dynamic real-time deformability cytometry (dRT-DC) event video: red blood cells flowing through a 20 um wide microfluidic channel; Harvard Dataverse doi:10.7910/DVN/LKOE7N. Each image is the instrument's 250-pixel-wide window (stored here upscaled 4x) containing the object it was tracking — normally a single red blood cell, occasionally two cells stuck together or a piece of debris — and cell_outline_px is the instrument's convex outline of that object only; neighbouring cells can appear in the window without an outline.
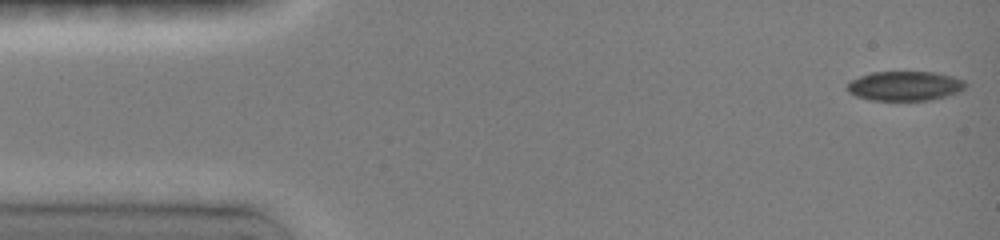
{"species": "common noctule bat (a hibernating species)", "species_latin": "Nyctalus noctula", "temperature_condition": "room temperature", "stored_images_in_passage": 44, "camera_frame_rate_fps": 3000, "um_per_image_px": 0.085, "animal": {"sex": "female", "body_mass_g": 19.0, "forearm_length_mm": 51.5}, "frame": {"image": 1, "passage_image": 1, "time_ms": 0.0, "image_size_px": [1000, 240], "cell_outline_px": [[968, 84], [964, 88], [956, 92], [932, 100], [868, 100], [856, 96], [848, 92], [848, 84], [852, 80], [860, 76], [872, 72], [932, 72], [952, 76], [964, 80]], "centroid_in_image_um": [76.91, 7.3], "position_along_channel_um": 8.1, "area_um2": 20.17}}
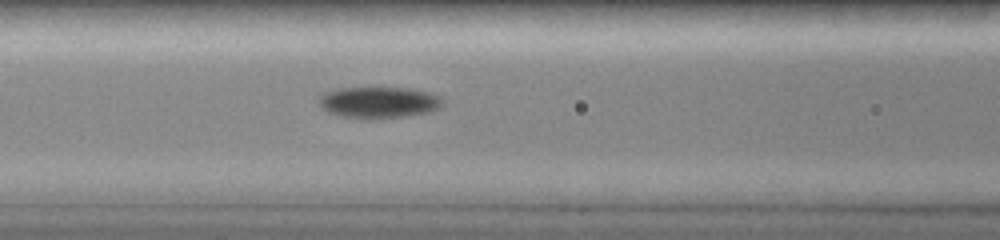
{"frame": {"image": 2, "passage_image": 25, "time_ms": 6.0, "image_size_px": [1000, 240], "cell_outline_px": [[444, 100], [440, 108], [428, 112], [408, 116], [376, 120], [360, 120], [340, 116], [328, 112], [320, 104], [320, 96], [328, 92], [344, 88], [404, 88], [428, 92]], "centroid_in_image_um": [32.21, 8.75], "position_along_channel_um": 134.4, "area_um2": 22.66}}
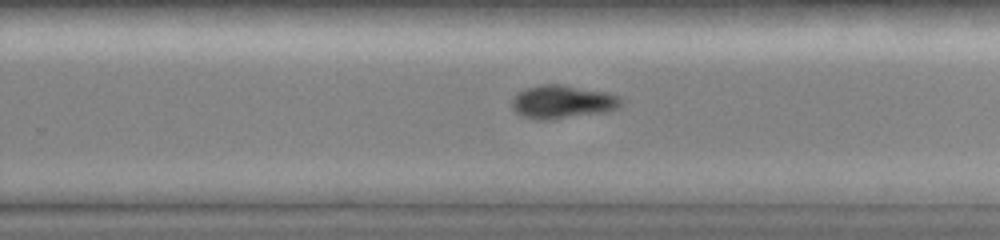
{"frame": {"image": 3, "passage_image": 42, "time_ms": 9.667, "image_size_px": [1000, 240], "cell_outline_px": [[624, 100], [620, 108], [608, 112], [552, 120], [536, 120], [524, 116], [516, 112], [512, 108], [512, 100], [520, 92], [528, 88], [540, 84], [560, 84], [604, 92], [620, 96]], "centroid_in_image_um": [47.87, 8.68], "position_along_channel_um": 281.9, "area_um2": 21.33}}